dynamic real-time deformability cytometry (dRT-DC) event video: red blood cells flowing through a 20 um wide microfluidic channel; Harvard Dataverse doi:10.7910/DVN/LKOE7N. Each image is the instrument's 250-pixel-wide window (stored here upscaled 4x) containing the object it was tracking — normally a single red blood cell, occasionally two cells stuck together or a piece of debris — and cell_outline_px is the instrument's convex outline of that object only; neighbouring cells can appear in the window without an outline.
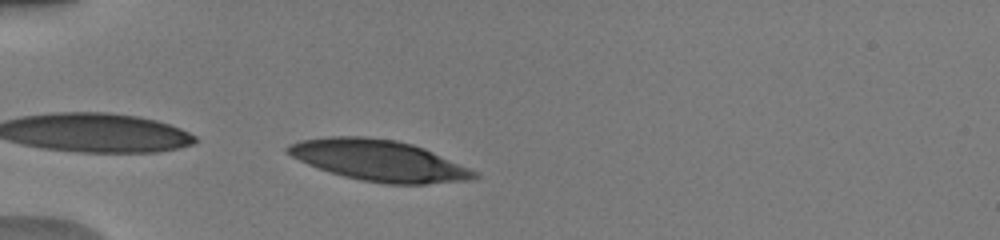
{"species": "human", "species_latin": "Homo sapiens", "temperature_condition": "warm", "stored_images_in_passage": 29, "camera_frame_rate_fps": 3000, "um_per_image_px": 0.085, "donor": {"sex": "male"}, "frame": {"image": 1, "passage_image": 1, "time_ms": 0.0, "image_size_px": [1000, 240], "cell_outline_px": [[480, 176], [472, 180], [424, 184], [384, 184], [360, 180], [344, 176], [308, 164], [284, 152], [284, 148], [288, 144], [300, 140], [332, 136], [364, 136], [396, 140], [412, 144], [424, 148], [480, 172]], "centroid_in_image_um": [32.24, 13.64], "position_along_channel_um": 52.8, "area_um2": 44.74}}
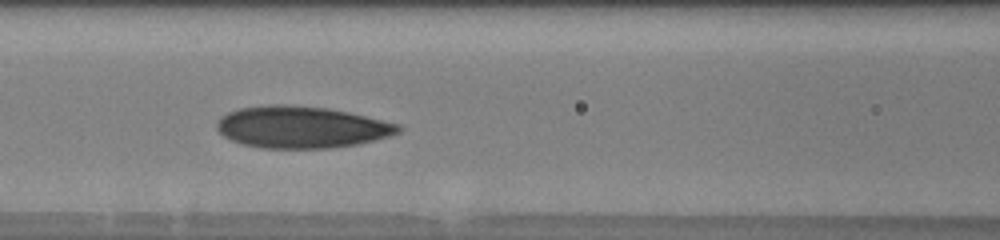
{"frame": {"image": 2, "passage_image": 9, "time_ms": 2.667, "image_size_px": [1000, 240], "cell_outline_px": [[400, 132], [388, 136], [356, 144], [328, 148], [260, 148], [244, 144], [232, 140], [224, 136], [216, 128], [216, 124], [220, 116], [228, 112], [240, 108], [272, 104], [284, 104], [328, 108], [348, 112], [400, 124]], "centroid_in_image_um": [25.59, 10.8], "position_along_channel_um": 141.0, "area_um2": 43.99}}
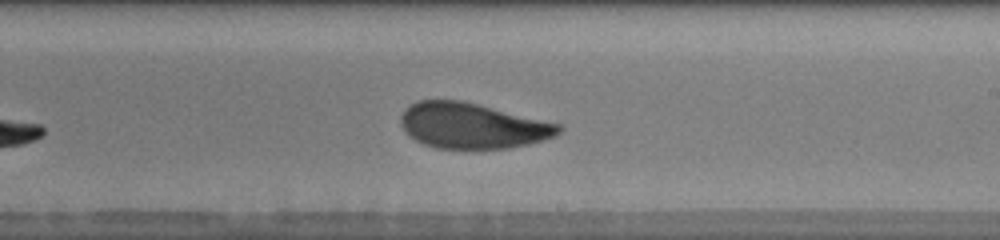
{"frame": {"image": 3, "passage_image": 17, "time_ms": 5.333, "image_size_px": [1000, 240], "cell_outline_px": [[564, 128], [556, 136], [528, 144], [508, 148], [436, 148], [424, 144], [408, 136], [404, 132], [400, 124], [400, 116], [404, 108], [408, 104], [416, 100], [464, 100], [560, 124]], "centroid_in_image_um": [40.11, 10.67], "position_along_channel_um": 248.9, "area_um2": 42.25}, "authors_computed_cell_mechanics": {"area_um2": 42.5408, "velocity_mm_per_s": 4.0536, "shape_relaxation_time_tau1_ms": 4.3797, "shape_relaxation_time_tau2_ms": 1.5132, "deformation_change_tau1": 0.1541, "deformation_change_tau2": 0.0726}}